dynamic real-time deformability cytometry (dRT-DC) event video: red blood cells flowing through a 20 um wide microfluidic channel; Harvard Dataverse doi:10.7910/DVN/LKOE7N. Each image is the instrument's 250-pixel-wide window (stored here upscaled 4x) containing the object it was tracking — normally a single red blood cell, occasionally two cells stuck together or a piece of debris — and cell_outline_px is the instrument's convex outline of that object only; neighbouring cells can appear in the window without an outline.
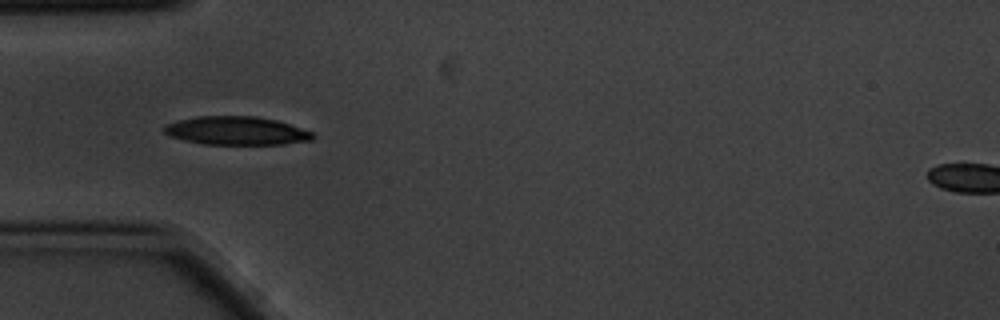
{"species": "common noctule bat (a hibernating species)", "species_latin": "Nyctalus noctula", "temperature_condition": "cold", "stored_images_in_passage": 9, "camera_frame_rate_fps": 3000, "um_per_image_px": 0.085, "animal": {"sex": "male", "body_mass_g": 20.1, "forearm_length_mm": 53.5}, "frame": {"image": 1, "passage_image": 6, "time_ms": 1.667, "image_size_px": [1000, 320], "cell_outline_px": [[316, 136], [312, 140], [284, 144], [204, 144], [184, 140], [168, 136], [164, 132], [164, 124], [196, 116], [256, 116], [276, 120], [312, 132]], "centroid_in_image_um": [20.07, 11.11], "position_along_channel_um": 64.9, "area_um2": 24.57}}